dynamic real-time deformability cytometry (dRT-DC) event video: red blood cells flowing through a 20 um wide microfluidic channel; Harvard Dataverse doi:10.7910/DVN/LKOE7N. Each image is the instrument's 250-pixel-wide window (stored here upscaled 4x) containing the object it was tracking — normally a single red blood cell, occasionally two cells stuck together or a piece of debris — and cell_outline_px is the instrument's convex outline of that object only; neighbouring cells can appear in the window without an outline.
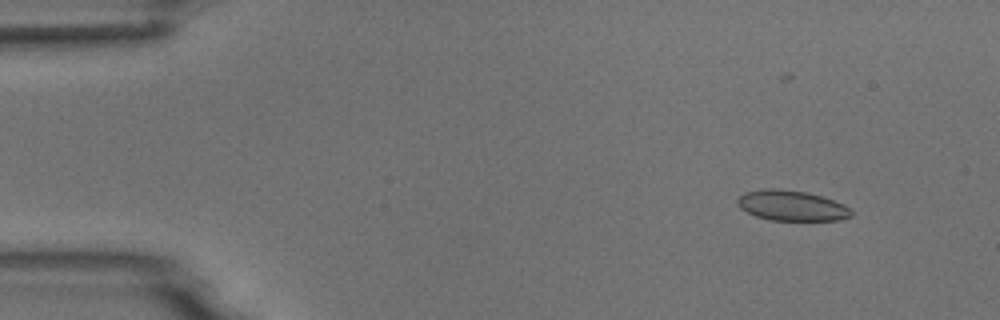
{"species": "common noctule bat (a hibernating species)", "species_latin": "Nyctalus noctula", "temperature_condition": "room temperature", "stored_images_in_passage": 5, "camera_frame_rate_fps": 3000, "um_per_image_px": 0.085, "animal": {"sex": "male", "body_mass_g": 18.8}, "frame": {"image": 1, "passage_image": 2, "time_ms": 1.0, "image_size_px": [1000, 320], "cell_outline_px": [[852, 216], [840, 220], [768, 220], [756, 216], [740, 208], [736, 204], [736, 200], [744, 192], [764, 188], [776, 188], [808, 192], [844, 204], [852, 212]], "centroid_in_image_um": [67.25, 17.47], "position_along_channel_um": 17.7, "area_um2": 20.17}}
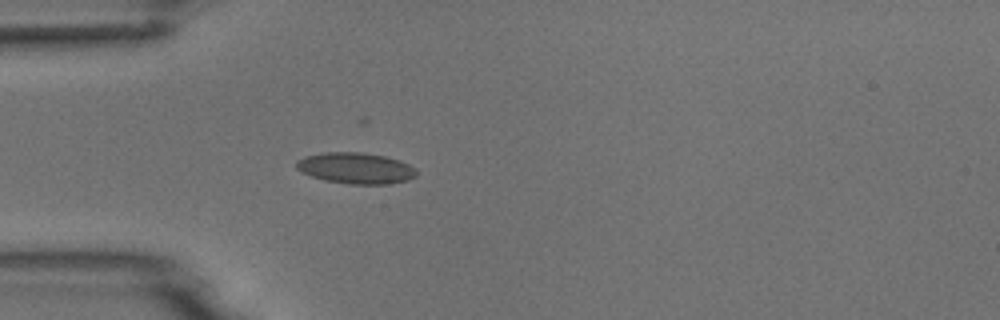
{"frame": {"image": 2, "passage_image": 5, "time_ms": 4.333, "image_size_px": [1000, 320], "cell_outline_px": [[416, 176], [408, 180], [388, 184], [348, 184], [324, 180], [300, 172], [296, 168], [296, 160], [304, 156], [324, 152], [364, 152], [384, 156], [400, 160], [416, 168]], "centroid_in_image_um": [30.22, 14.29], "position_along_channel_um": 54.8, "area_um2": 21.96}}